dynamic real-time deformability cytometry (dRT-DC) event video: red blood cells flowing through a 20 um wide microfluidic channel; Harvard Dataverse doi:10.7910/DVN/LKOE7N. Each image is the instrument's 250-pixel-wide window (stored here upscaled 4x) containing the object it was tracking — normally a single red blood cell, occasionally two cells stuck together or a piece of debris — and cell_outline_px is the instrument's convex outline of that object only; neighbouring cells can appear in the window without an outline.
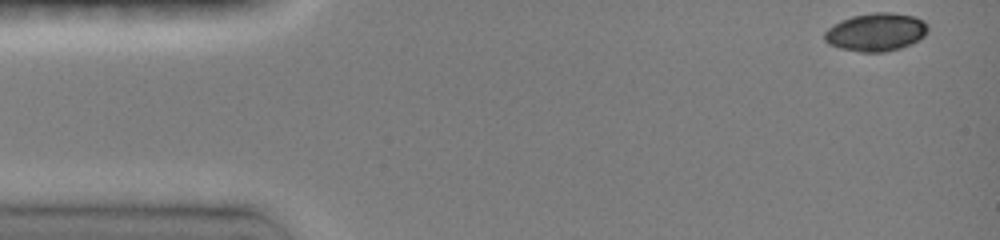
{"species": "common noctule bat (a hibernating species)", "species_latin": "Nyctalus noctula", "temperature_condition": "room temperature", "stored_images_in_passage": 43, "camera_frame_rate_fps": 3000, "um_per_image_px": 0.085, "animal": {"sex": "female", "body_mass_g": 19.0, "forearm_length_mm": 51.5}, "frame": {"image": 1, "passage_image": 1, "time_ms": 0.0, "image_size_px": [1000, 240], "cell_outline_px": [[928, 32], [924, 36], [912, 44], [900, 48], [884, 52], [860, 52], [840, 48], [828, 44], [824, 40], [824, 32], [828, 28], [840, 20], [852, 16], [876, 12], [892, 12], [916, 16], [924, 20], [928, 24]], "centroid_in_image_um": [74.48, 2.72], "position_along_channel_um": 10.5, "area_um2": 23.24}}
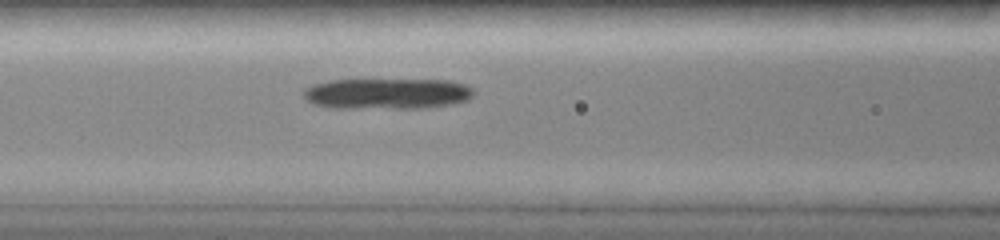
{"frame": {"image": 2, "passage_image": 18, "time_ms": 5.667, "image_size_px": [1000, 240], "cell_outline_px": [[476, 92], [468, 100], [452, 104], [424, 108], [336, 108], [312, 104], [304, 96], [304, 88], [312, 84], [332, 80], [448, 80], [464, 84], [472, 88]], "centroid_in_image_um": [32.92, 7.96], "position_along_channel_um": 133.7, "area_um2": 30.69}}
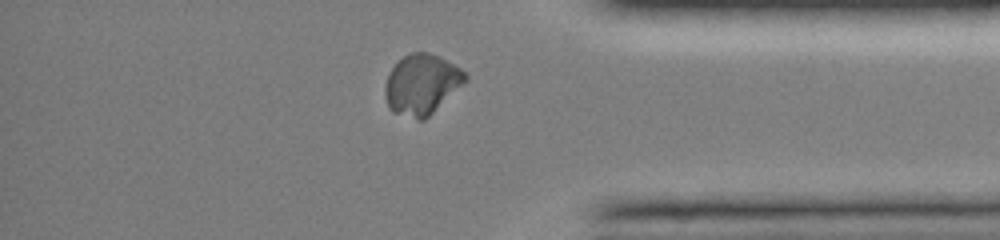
{"frame": {"image": 3, "passage_image": 38, "time_ms": 12.333, "image_size_px": [1000, 240], "cell_outline_px": [[468, 80], [424, 120], [416, 120], [392, 112], [388, 108], [384, 96], [384, 88], [388, 72], [408, 52], [428, 52], [440, 56], [460, 68], [468, 76]], "centroid_in_image_um": [35.82, 7.18], "position_along_channel_um": 399.4, "area_um2": 28.38}, "authors_computed_cell_mechanics": {"area_um2": 28.8422, "velocity_mm_per_s": 4.0703, "shape_relaxation_time_tau1_ms": 6.6933, "shape_relaxation_time_tau2_ms": null, "deformation_change_tau1": 0.2771, "deformation_change_tau2": null}}